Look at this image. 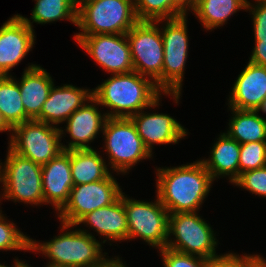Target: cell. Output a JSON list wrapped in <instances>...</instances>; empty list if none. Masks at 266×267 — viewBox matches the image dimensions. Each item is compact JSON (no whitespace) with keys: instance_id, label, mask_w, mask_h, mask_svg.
I'll use <instances>...</instances> for the list:
<instances>
[{"instance_id":"31","label":"cell","mask_w":266,"mask_h":267,"mask_svg":"<svg viewBox=\"0 0 266 267\" xmlns=\"http://www.w3.org/2000/svg\"><path fill=\"white\" fill-rule=\"evenodd\" d=\"M264 260L258 254L239 256L234 253H227L216 258L206 259L204 267H258Z\"/></svg>"},{"instance_id":"15","label":"cell","mask_w":266,"mask_h":267,"mask_svg":"<svg viewBox=\"0 0 266 267\" xmlns=\"http://www.w3.org/2000/svg\"><path fill=\"white\" fill-rule=\"evenodd\" d=\"M140 111L130 119L145 147L152 154L153 145L178 143L187 135L186 129L170 115L163 113H143Z\"/></svg>"},{"instance_id":"32","label":"cell","mask_w":266,"mask_h":267,"mask_svg":"<svg viewBox=\"0 0 266 267\" xmlns=\"http://www.w3.org/2000/svg\"><path fill=\"white\" fill-rule=\"evenodd\" d=\"M233 184L252 194L266 197V166L243 172Z\"/></svg>"},{"instance_id":"10","label":"cell","mask_w":266,"mask_h":267,"mask_svg":"<svg viewBox=\"0 0 266 267\" xmlns=\"http://www.w3.org/2000/svg\"><path fill=\"white\" fill-rule=\"evenodd\" d=\"M162 21L166 20L138 21L126 33L133 70L152 79L161 91L164 50L161 30L157 24Z\"/></svg>"},{"instance_id":"40","label":"cell","mask_w":266,"mask_h":267,"mask_svg":"<svg viewBox=\"0 0 266 267\" xmlns=\"http://www.w3.org/2000/svg\"><path fill=\"white\" fill-rule=\"evenodd\" d=\"M257 111H262L263 113L266 114V97L264 98V100L262 101L260 107L257 109Z\"/></svg>"},{"instance_id":"18","label":"cell","mask_w":266,"mask_h":267,"mask_svg":"<svg viewBox=\"0 0 266 267\" xmlns=\"http://www.w3.org/2000/svg\"><path fill=\"white\" fill-rule=\"evenodd\" d=\"M58 87V88H56ZM53 85L44 102L40 115L35 119L50 125L65 122L71 114L92 97V90L71 84Z\"/></svg>"},{"instance_id":"12","label":"cell","mask_w":266,"mask_h":267,"mask_svg":"<svg viewBox=\"0 0 266 267\" xmlns=\"http://www.w3.org/2000/svg\"><path fill=\"white\" fill-rule=\"evenodd\" d=\"M122 189L110 173L105 179L74 185L66 204L59 210L60 222L77 226L88 213L114 203Z\"/></svg>"},{"instance_id":"37","label":"cell","mask_w":266,"mask_h":267,"mask_svg":"<svg viewBox=\"0 0 266 267\" xmlns=\"http://www.w3.org/2000/svg\"><path fill=\"white\" fill-rule=\"evenodd\" d=\"M96 267H126L125 264L120 261L119 257L107 259L102 265Z\"/></svg>"},{"instance_id":"8","label":"cell","mask_w":266,"mask_h":267,"mask_svg":"<svg viewBox=\"0 0 266 267\" xmlns=\"http://www.w3.org/2000/svg\"><path fill=\"white\" fill-rule=\"evenodd\" d=\"M168 238L166 247L181 253L216 258L215 233L210 224L206 223L196 212L169 214Z\"/></svg>"},{"instance_id":"6","label":"cell","mask_w":266,"mask_h":267,"mask_svg":"<svg viewBox=\"0 0 266 267\" xmlns=\"http://www.w3.org/2000/svg\"><path fill=\"white\" fill-rule=\"evenodd\" d=\"M102 133L110 168L117 173H127L140 160L152 157L130 118L107 117Z\"/></svg>"},{"instance_id":"42","label":"cell","mask_w":266,"mask_h":267,"mask_svg":"<svg viewBox=\"0 0 266 267\" xmlns=\"http://www.w3.org/2000/svg\"><path fill=\"white\" fill-rule=\"evenodd\" d=\"M17 267H31L28 264H25V262H21Z\"/></svg>"},{"instance_id":"3","label":"cell","mask_w":266,"mask_h":267,"mask_svg":"<svg viewBox=\"0 0 266 267\" xmlns=\"http://www.w3.org/2000/svg\"><path fill=\"white\" fill-rule=\"evenodd\" d=\"M63 234L55 236L49 242L37 243L31 238L30 251L41 252L50 261L47 266L54 267H96L102 265L107 253H102V243L88 231L68 229L74 225L61 222ZM68 231V232H67ZM87 231V232H86Z\"/></svg>"},{"instance_id":"14","label":"cell","mask_w":266,"mask_h":267,"mask_svg":"<svg viewBox=\"0 0 266 267\" xmlns=\"http://www.w3.org/2000/svg\"><path fill=\"white\" fill-rule=\"evenodd\" d=\"M34 41V29L20 15L3 23L0 27V76H10L9 71L32 50Z\"/></svg>"},{"instance_id":"27","label":"cell","mask_w":266,"mask_h":267,"mask_svg":"<svg viewBox=\"0 0 266 267\" xmlns=\"http://www.w3.org/2000/svg\"><path fill=\"white\" fill-rule=\"evenodd\" d=\"M36 4L31 13V20L20 15L33 29V22L46 24L67 19L77 25V9L73 0H35Z\"/></svg>"},{"instance_id":"41","label":"cell","mask_w":266,"mask_h":267,"mask_svg":"<svg viewBox=\"0 0 266 267\" xmlns=\"http://www.w3.org/2000/svg\"><path fill=\"white\" fill-rule=\"evenodd\" d=\"M21 262H22V261H20V260H18V259H15V262H14L15 265H13L12 267H17ZM0 267H8V266H5V265H3V264H0Z\"/></svg>"},{"instance_id":"34","label":"cell","mask_w":266,"mask_h":267,"mask_svg":"<svg viewBox=\"0 0 266 267\" xmlns=\"http://www.w3.org/2000/svg\"><path fill=\"white\" fill-rule=\"evenodd\" d=\"M256 5L247 2L246 10L252 13L255 39H266V2L255 0Z\"/></svg>"},{"instance_id":"21","label":"cell","mask_w":266,"mask_h":267,"mask_svg":"<svg viewBox=\"0 0 266 267\" xmlns=\"http://www.w3.org/2000/svg\"><path fill=\"white\" fill-rule=\"evenodd\" d=\"M91 226L108 240H128V225L124 209V193L112 204L86 214L78 223Z\"/></svg>"},{"instance_id":"19","label":"cell","mask_w":266,"mask_h":267,"mask_svg":"<svg viewBox=\"0 0 266 267\" xmlns=\"http://www.w3.org/2000/svg\"><path fill=\"white\" fill-rule=\"evenodd\" d=\"M230 95L229 108L257 111L266 97V67L248 62Z\"/></svg>"},{"instance_id":"39","label":"cell","mask_w":266,"mask_h":267,"mask_svg":"<svg viewBox=\"0 0 266 267\" xmlns=\"http://www.w3.org/2000/svg\"><path fill=\"white\" fill-rule=\"evenodd\" d=\"M73 1H74L76 9L78 10L82 5L95 1V0H73Z\"/></svg>"},{"instance_id":"25","label":"cell","mask_w":266,"mask_h":267,"mask_svg":"<svg viewBox=\"0 0 266 267\" xmlns=\"http://www.w3.org/2000/svg\"><path fill=\"white\" fill-rule=\"evenodd\" d=\"M248 0H198L192 10L206 30L223 26L231 15L245 9Z\"/></svg>"},{"instance_id":"4","label":"cell","mask_w":266,"mask_h":267,"mask_svg":"<svg viewBox=\"0 0 266 267\" xmlns=\"http://www.w3.org/2000/svg\"><path fill=\"white\" fill-rule=\"evenodd\" d=\"M137 22L134 0H95L77 10L75 36L126 34Z\"/></svg>"},{"instance_id":"5","label":"cell","mask_w":266,"mask_h":267,"mask_svg":"<svg viewBox=\"0 0 266 267\" xmlns=\"http://www.w3.org/2000/svg\"><path fill=\"white\" fill-rule=\"evenodd\" d=\"M6 157L4 165L0 163V182L4 190L2 198L32 205L45 203L42 165L18 155L9 147Z\"/></svg>"},{"instance_id":"28","label":"cell","mask_w":266,"mask_h":267,"mask_svg":"<svg viewBox=\"0 0 266 267\" xmlns=\"http://www.w3.org/2000/svg\"><path fill=\"white\" fill-rule=\"evenodd\" d=\"M138 21L174 19L186 15L174 0H134Z\"/></svg>"},{"instance_id":"23","label":"cell","mask_w":266,"mask_h":267,"mask_svg":"<svg viewBox=\"0 0 266 267\" xmlns=\"http://www.w3.org/2000/svg\"><path fill=\"white\" fill-rule=\"evenodd\" d=\"M102 158L93 148L70 150L71 175L74 185L105 179L110 172Z\"/></svg>"},{"instance_id":"36","label":"cell","mask_w":266,"mask_h":267,"mask_svg":"<svg viewBox=\"0 0 266 267\" xmlns=\"http://www.w3.org/2000/svg\"><path fill=\"white\" fill-rule=\"evenodd\" d=\"M198 0H174V3L186 14L187 10H193Z\"/></svg>"},{"instance_id":"16","label":"cell","mask_w":266,"mask_h":267,"mask_svg":"<svg viewBox=\"0 0 266 267\" xmlns=\"http://www.w3.org/2000/svg\"><path fill=\"white\" fill-rule=\"evenodd\" d=\"M94 104L97 105L98 101L92 96L89 102H85L65 121L67 125L64 130L68 132L72 141L67 146L62 144L63 150L92 149L89 142H92L100 131H103L107 119L106 114L102 115Z\"/></svg>"},{"instance_id":"26","label":"cell","mask_w":266,"mask_h":267,"mask_svg":"<svg viewBox=\"0 0 266 267\" xmlns=\"http://www.w3.org/2000/svg\"><path fill=\"white\" fill-rule=\"evenodd\" d=\"M0 112L12 128L31 120L25 113L18 82L12 75L0 76Z\"/></svg>"},{"instance_id":"22","label":"cell","mask_w":266,"mask_h":267,"mask_svg":"<svg viewBox=\"0 0 266 267\" xmlns=\"http://www.w3.org/2000/svg\"><path fill=\"white\" fill-rule=\"evenodd\" d=\"M211 150L209 159L200 160L213 180L228 176L231 183L239 178L240 146L226 133H221Z\"/></svg>"},{"instance_id":"9","label":"cell","mask_w":266,"mask_h":267,"mask_svg":"<svg viewBox=\"0 0 266 267\" xmlns=\"http://www.w3.org/2000/svg\"><path fill=\"white\" fill-rule=\"evenodd\" d=\"M187 15L167 19L161 31L164 60L162 68V92L178 103L181 96L184 68L188 58Z\"/></svg>"},{"instance_id":"33","label":"cell","mask_w":266,"mask_h":267,"mask_svg":"<svg viewBox=\"0 0 266 267\" xmlns=\"http://www.w3.org/2000/svg\"><path fill=\"white\" fill-rule=\"evenodd\" d=\"M164 267H204L206 259L200 256L181 253L167 247L159 249Z\"/></svg>"},{"instance_id":"13","label":"cell","mask_w":266,"mask_h":267,"mask_svg":"<svg viewBox=\"0 0 266 267\" xmlns=\"http://www.w3.org/2000/svg\"><path fill=\"white\" fill-rule=\"evenodd\" d=\"M74 38L105 72L112 75L134 71L126 34H95Z\"/></svg>"},{"instance_id":"38","label":"cell","mask_w":266,"mask_h":267,"mask_svg":"<svg viewBox=\"0 0 266 267\" xmlns=\"http://www.w3.org/2000/svg\"><path fill=\"white\" fill-rule=\"evenodd\" d=\"M12 131V127L6 122L3 115L0 112V132Z\"/></svg>"},{"instance_id":"24","label":"cell","mask_w":266,"mask_h":267,"mask_svg":"<svg viewBox=\"0 0 266 267\" xmlns=\"http://www.w3.org/2000/svg\"><path fill=\"white\" fill-rule=\"evenodd\" d=\"M230 109L233 117L228 124V136L239 144L266 142V119L258 111Z\"/></svg>"},{"instance_id":"30","label":"cell","mask_w":266,"mask_h":267,"mask_svg":"<svg viewBox=\"0 0 266 267\" xmlns=\"http://www.w3.org/2000/svg\"><path fill=\"white\" fill-rule=\"evenodd\" d=\"M266 166V142H249L240 146L239 176L243 172Z\"/></svg>"},{"instance_id":"1","label":"cell","mask_w":266,"mask_h":267,"mask_svg":"<svg viewBox=\"0 0 266 267\" xmlns=\"http://www.w3.org/2000/svg\"><path fill=\"white\" fill-rule=\"evenodd\" d=\"M156 170V196L169 214L197 212L214 181L200 160Z\"/></svg>"},{"instance_id":"2","label":"cell","mask_w":266,"mask_h":267,"mask_svg":"<svg viewBox=\"0 0 266 267\" xmlns=\"http://www.w3.org/2000/svg\"><path fill=\"white\" fill-rule=\"evenodd\" d=\"M162 93L152 79L135 71L112 74L101 85L92 89L97 105L112 110L105 113L111 118H130L143 109L158 107Z\"/></svg>"},{"instance_id":"7","label":"cell","mask_w":266,"mask_h":267,"mask_svg":"<svg viewBox=\"0 0 266 267\" xmlns=\"http://www.w3.org/2000/svg\"><path fill=\"white\" fill-rule=\"evenodd\" d=\"M56 127L35 119L18 124L12 128L9 148L18 155L44 165L64 151L60 140L64 130Z\"/></svg>"},{"instance_id":"43","label":"cell","mask_w":266,"mask_h":267,"mask_svg":"<svg viewBox=\"0 0 266 267\" xmlns=\"http://www.w3.org/2000/svg\"><path fill=\"white\" fill-rule=\"evenodd\" d=\"M258 267H266V260H264Z\"/></svg>"},{"instance_id":"17","label":"cell","mask_w":266,"mask_h":267,"mask_svg":"<svg viewBox=\"0 0 266 267\" xmlns=\"http://www.w3.org/2000/svg\"><path fill=\"white\" fill-rule=\"evenodd\" d=\"M42 190L45 204H52L59 211L68 201L74 186L71 175L70 150L42 165Z\"/></svg>"},{"instance_id":"11","label":"cell","mask_w":266,"mask_h":267,"mask_svg":"<svg viewBox=\"0 0 266 267\" xmlns=\"http://www.w3.org/2000/svg\"><path fill=\"white\" fill-rule=\"evenodd\" d=\"M124 195L128 240L142 238L150 246L163 249L167 245L169 212L160 202H144Z\"/></svg>"},{"instance_id":"35","label":"cell","mask_w":266,"mask_h":267,"mask_svg":"<svg viewBox=\"0 0 266 267\" xmlns=\"http://www.w3.org/2000/svg\"><path fill=\"white\" fill-rule=\"evenodd\" d=\"M249 62L266 67V39H255V47Z\"/></svg>"},{"instance_id":"29","label":"cell","mask_w":266,"mask_h":267,"mask_svg":"<svg viewBox=\"0 0 266 267\" xmlns=\"http://www.w3.org/2000/svg\"><path fill=\"white\" fill-rule=\"evenodd\" d=\"M16 227L13 222H7L0 210V250H30L31 238Z\"/></svg>"},{"instance_id":"20","label":"cell","mask_w":266,"mask_h":267,"mask_svg":"<svg viewBox=\"0 0 266 267\" xmlns=\"http://www.w3.org/2000/svg\"><path fill=\"white\" fill-rule=\"evenodd\" d=\"M17 82L26 115L31 120L36 119L54 85L53 79L44 68L32 64L26 67L21 81Z\"/></svg>"}]
</instances>
